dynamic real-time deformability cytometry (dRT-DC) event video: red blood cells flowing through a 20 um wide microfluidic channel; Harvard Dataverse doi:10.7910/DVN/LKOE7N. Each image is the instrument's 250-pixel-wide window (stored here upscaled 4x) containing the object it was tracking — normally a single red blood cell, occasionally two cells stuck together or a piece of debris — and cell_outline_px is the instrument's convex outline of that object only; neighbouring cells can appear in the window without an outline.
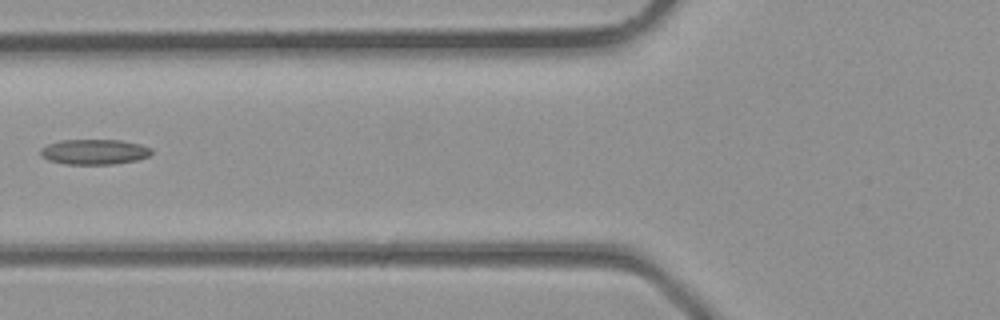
{"species": "common noctule bat (a hibernating species)", "species_latin": "Nyctalus noctula", "temperature_condition": "room temperature", "stored_images_in_passage": 6, "camera_frame_rate_fps": 3000, "um_per_image_px": 0.085, "animal": {"sex": "male", "body_mass_g": 23.1, "forearm_length_mm": 52.7}, "frame": {"image": 1, "passage_image": 6, "time_ms": 1.667, "image_size_px": [1000, 320], "cell_outline_px": [[152, 152], [148, 156], [136, 160], [112, 164], [64, 164], [48, 160], [40, 156], [40, 148], [48, 144], [60, 140], [120, 140], [140, 144], [152, 148]], "centroid_in_image_um": [7.98, 12.9], "position_along_channel_um": 117.8, "area_um2": 16.36}}